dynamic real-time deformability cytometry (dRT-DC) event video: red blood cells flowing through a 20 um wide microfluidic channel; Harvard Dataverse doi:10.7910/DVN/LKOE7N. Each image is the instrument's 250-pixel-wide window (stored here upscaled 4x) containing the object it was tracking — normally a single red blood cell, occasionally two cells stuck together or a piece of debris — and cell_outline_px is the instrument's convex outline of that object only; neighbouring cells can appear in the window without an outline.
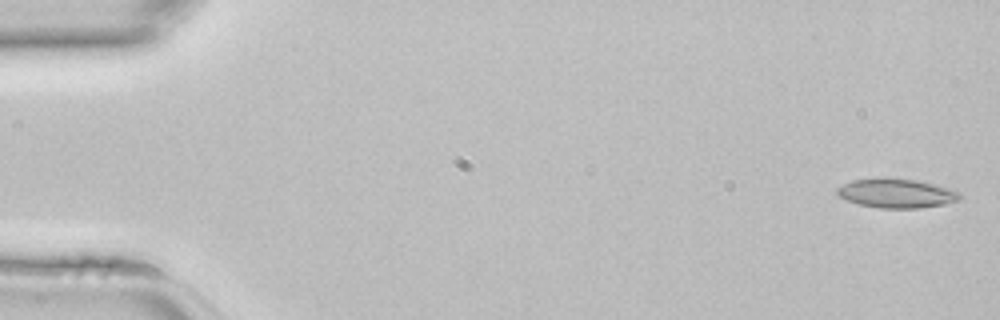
{"species": "common noctule bat (a hibernating species)", "species_latin": "Nyctalus noctula", "temperature_condition": "room temperature", "stored_images_in_passage": 10, "camera_frame_rate_fps": 3000, "um_per_image_px": 0.085, "animal": {"sex": "female", "body_mass_g": 22.7, "forearm_length_mm": 54.2}, "frame": {"image": 1, "passage_image": 1, "time_ms": 0.0, "image_size_px": [1000, 320], "cell_outline_px": [[960, 200], [944, 204], [920, 208], [880, 208], [860, 204], [844, 200], [836, 192], [836, 188], [852, 180], [920, 180], [952, 188], [960, 192]], "centroid_in_image_um": [76.26, 16.46], "position_along_channel_um": 8.7, "area_um2": 20.4}}